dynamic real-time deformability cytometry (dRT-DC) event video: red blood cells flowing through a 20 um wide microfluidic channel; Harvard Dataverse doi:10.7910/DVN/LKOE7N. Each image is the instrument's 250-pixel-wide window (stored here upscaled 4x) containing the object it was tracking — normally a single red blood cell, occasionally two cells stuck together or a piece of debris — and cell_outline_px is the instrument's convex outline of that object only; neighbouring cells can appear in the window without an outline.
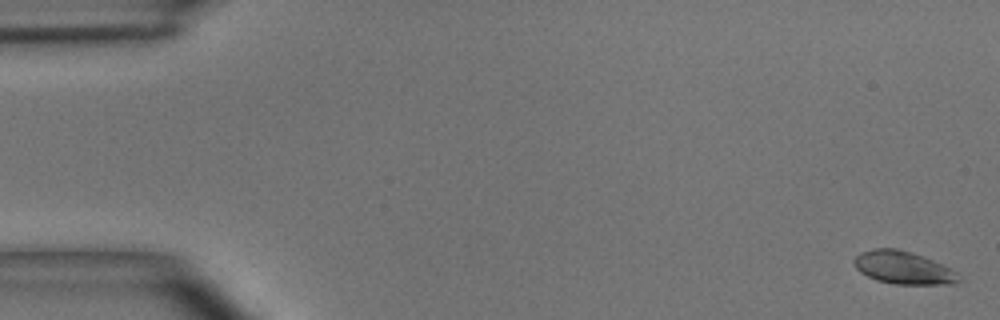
{"species": "common noctule bat (a hibernating species)", "species_latin": "Nyctalus noctula", "temperature_condition": "room temperature", "stored_images_in_passage": 51, "camera_frame_rate_fps": 3000, "um_per_image_px": 0.085, "animal": {"sex": "male", "body_mass_g": 15.6}, "frame": {"image": 1, "passage_image": 1, "time_ms": 0.0, "image_size_px": [1000, 320], "cell_outline_px": [[960, 280], [956, 284], [896, 284], [876, 280], [860, 272], [856, 268], [852, 260], [860, 252], [876, 248], [896, 248], [912, 252], [952, 268], [956, 272]], "centroid_in_image_um": [76.77, 22.75], "position_along_channel_um": 8.2, "area_um2": 20.0}}
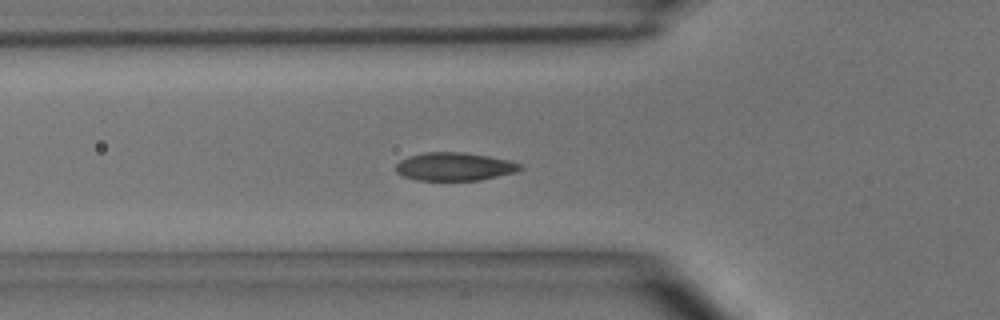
{"frame": {"image": 2, "passage_image": 17, "time_ms": 5.333, "image_size_px": [1000, 320], "cell_outline_px": [[524, 168], [516, 172], [480, 180], [416, 180], [404, 176], [396, 172], [396, 164], [400, 160], [408, 156], [424, 152], [464, 152], [488, 156], [508, 160], [524, 164]], "centroid_in_image_um": [38.65, 14.15], "position_along_channel_um": 87.1, "area_um2": 20.52}}
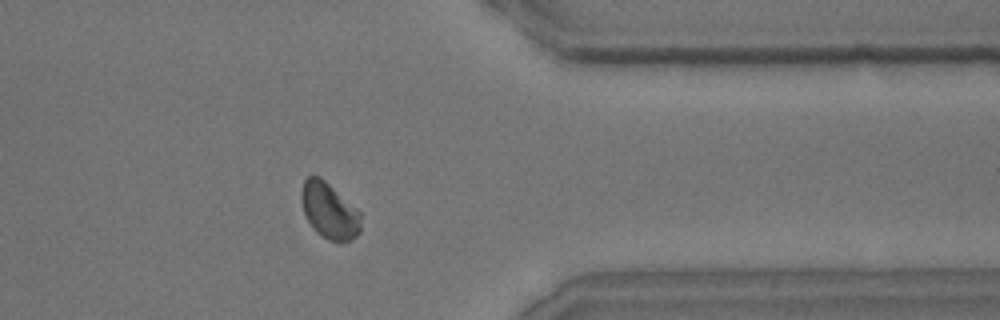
{"frame": {"image": 3, "passage_image": 40, "time_ms": 13.0, "image_size_px": [1000, 320], "cell_outline_px": [[360, 232], [352, 240], [328, 240], [316, 232], [312, 228], [304, 212], [300, 200], [300, 196], [304, 180], [308, 176], [320, 176], [360, 212]], "centroid_in_image_um": [27.96, 17.9], "position_along_channel_um": 383.4, "area_um2": 19.13}, "authors_computed_cell_mechanics": {"area_um2": 19.7098, "velocity_mm_per_s": 4.0244, "shape_relaxation_time_tau1_ms": 3.6442, "shape_relaxation_time_tau2_ms": null, "deformation_change_tau1": 0.1305, "deformation_change_tau2": null}}